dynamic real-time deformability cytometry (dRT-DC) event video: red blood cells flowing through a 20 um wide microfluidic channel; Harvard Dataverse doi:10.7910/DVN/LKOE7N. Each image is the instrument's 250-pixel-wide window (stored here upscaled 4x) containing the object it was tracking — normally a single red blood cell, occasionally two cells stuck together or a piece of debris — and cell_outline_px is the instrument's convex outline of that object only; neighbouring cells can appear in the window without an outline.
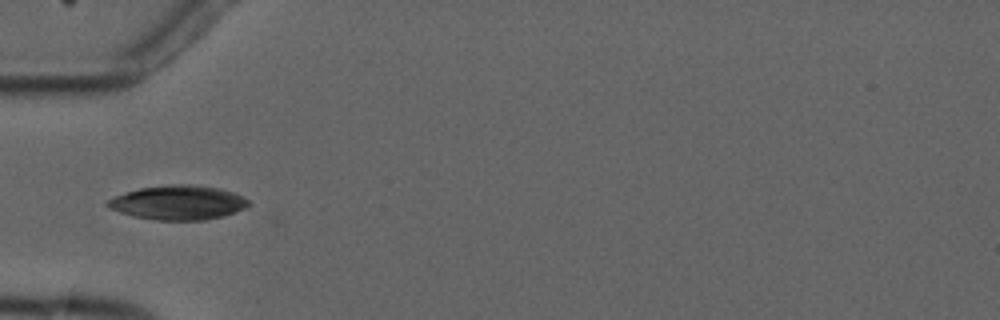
{"species": "common noctule bat (a hibernating species)", "species_latin": "Nyctalus noctula", "temperature_condition": "cold", "stored_images_in_passage": 6, "camera_frame_rate_fps": 3000, "um_per_image_px": 0.085, "animal": {"sex": "male", "forearm_length_mm": 52.5}, "frame": {"image": 1, "passage_image": 5, "time_ms": 4.667, "image_size_px": [1000, 320], "cell_outline_px": [[248, 204], [244, 208], [224, 216], [204, 220], [156, 220], [136, 216], [120, 212], [108, 208], [104, 204], [108, 200], [116, 196], [140, 188], [172, 184], [192, 184], [220, 188], [232, 192], [248, 200]], "centroid_in_image_um": [15.13, 17.22], "position_along_channel_um": 69.9, "area_um2": 27.86}}